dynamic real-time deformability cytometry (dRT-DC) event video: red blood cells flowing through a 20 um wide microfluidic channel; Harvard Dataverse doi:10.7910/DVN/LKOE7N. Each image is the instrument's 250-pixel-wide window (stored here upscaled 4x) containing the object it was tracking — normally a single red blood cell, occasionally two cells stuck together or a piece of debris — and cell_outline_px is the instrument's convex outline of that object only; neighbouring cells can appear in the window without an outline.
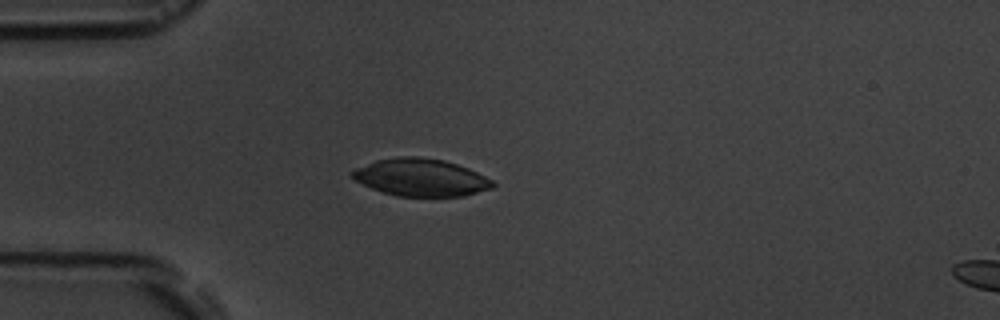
{"species": "common noctule bat (a hibernating species)", "species_latin": "Nyctalus noctula", "temperature_condition": "room temperature", "stored_images_in_passage": 4, "camera_frame_rate_fps": 3000, "um_per_image_px": 0.085, "animal": {"sex": "male", "body_mass_g": 19.5, "forearm_length_mm": 54.6}, "frame": {"image": 1, "passage_image": 4, "time_ms": 3.333, "image_size_px": [1000, 320], "cell_outline_px": [[496, 184], [492, 188], [464, 196], [396, 196], [372, 188], [356, 180], [348, 172], [356, 168], [376, 160], [396, 156], [416, 156], [444, 160], [468, 168], [492, 180]], "centroid_in_image_um": [35.77, 15.07], "position_along_channel_um": 49.2, "area_um2": 30.52}}